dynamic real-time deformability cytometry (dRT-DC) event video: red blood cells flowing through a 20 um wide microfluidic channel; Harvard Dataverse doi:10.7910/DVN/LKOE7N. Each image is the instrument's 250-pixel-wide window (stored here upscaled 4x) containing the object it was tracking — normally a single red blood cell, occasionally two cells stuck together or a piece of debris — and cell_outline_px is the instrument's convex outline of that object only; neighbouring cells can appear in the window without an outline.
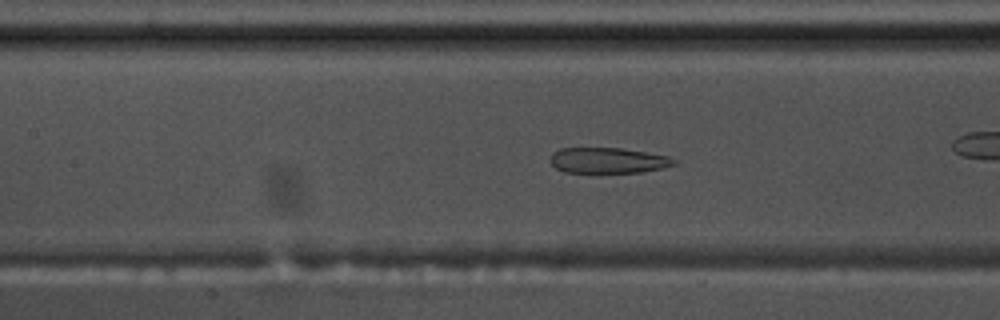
{"species": "common noctule bat (a hibernating species)", "species_latin": "Nyctalus noctula", "temperature_condition": "warm", "stored_images_in_passage": 57, "camera_frame_rate_fps": 3000, "um_per_image_px": 0.085, "animal": {"sex": "male", "body_mass_g": 17.5, "forearm_length_mm": 52.3}, "frame": {"image": 1, "passage_image": 25, "time_ms": 8.0, "image_size_px": [1000, 320], "cell_outline_px": [[676, 164], [664, 168], [640, 172], [564, 172], [556, 168], [548, 160], [552, 152], [560, 148], [620, 148], [668, 156], [676, 160]], "centroid_in_image_um": [51.65, 13.63], "position_along_channel_um": 155.8, "area_um2": 18.44}}
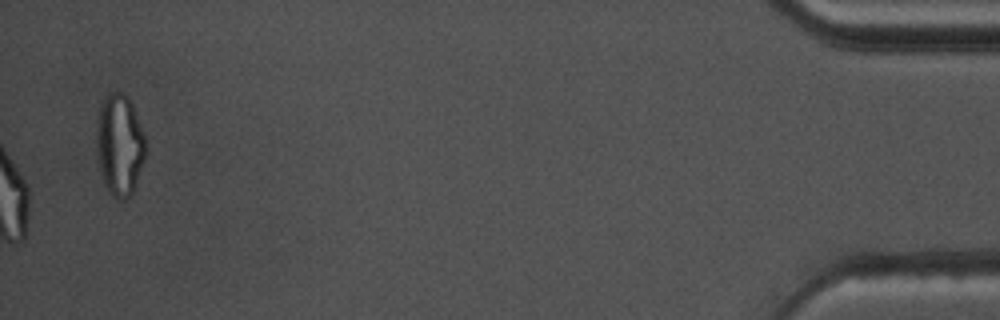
{"frame": {"image": 2, "passage_image": 57, "time_ms": 18.667, "image_size_px": [1000, 320], "cell_outline_px": [[144, 160], [132, 192], [124, 200], [120, 200], [108, 188], [100, 172], [96, 148], [96, 116], [100, 104], [104, 96], [108, 92], [124, 92], [128, 96], [132, 104], [144, 136]], "centroid_in_image_um": [10.12, 12.22], "position_along_channel_um": 425.1, "area_um2": 28.78}, "authors_computed_cell_mechanics": {"area_um2": 27.0504, "velocity_mm_per_s": 3.6255, "shape_relaxation_time_tau1_ms": null, "shape_relaxation_time_tau2_ms": 1.9973, "deformation_change_tau1": null, "deformation_change_tau2": 0.1048}}